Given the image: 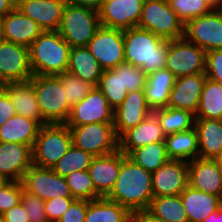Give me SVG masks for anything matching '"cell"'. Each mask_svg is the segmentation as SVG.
Listing matches in <instances>:
<instances>
[{
    "instance_id": "obj_15",
    "label": "cell",
    "mask_w": 222,
    "mask_h": 222,
    "mask_svg": "<svg viewBox=\"0 0 222 222\" xmlns=\"http://www.w3.org/2000/svg\"><path fill=\"white\" fill-rule=\"evenodd\" d=\"M145 0H105L99 12L100 24L128 30L137 27Z\"/></svg>"
},
{
    "instance_id": "obj_10",
    "label": "cell",
    "mask_w": 222,
    "mask_h": 222,
    "mask_svg": "<svg viewBox=\"0 0 222 222\" xmlns=\"http://www.w3.org/2000/svg\"><path fill=\"white\" fill-rule=\"evenodd\" d=\"M183 37L205 52L222 49V8L188 20Z\"/></svg>"
},
{
    "instance_id": "obj_40",
    "label": "cell",
    "mask_w": 222,
    "mask_h": 222,
    "mask_svg": "<svg viewBox=\"0 0 222 222\" xmlns=\"http://www.w3.org/2000/svg\"><path fill=\"white\" fill-rule=\"evenodd\" d=\"M167 2L184 24L188 20L207 14L215 8L209 0H167Z\"/></svg>"
},
{
    "instance_id": "obj_51",
    "label": "cell",
    "mask_w": 222,
    "mask_h": 222,
    "mask_svg": "<svg viewBox=\"0 0 222 222\" xmlns=\"http://www.w3.org/2000/svg\"><path fill=\"white\" fill-rule=\"evenodd\" d=\"M132 222H165V221L155 218L146 210H143L132 213Z\"/></svg>"
},
{
    "instance_id": "obj_8",
    "label": "cell",
    "mask_w": 222,
    "mask_h": 222,
    "mask_svg": "<svg viewBox=\"0 0 222 222\" xmlns=\"http://www.w3.org/2000/svg\"><path fill=\"white\" fill-rule=\"evenodd\" d=\"M68 127L72 135V144L94 157L119 150V138L113 123H92Z\"/></svg>"
},
{
    "instance_id": "obj_46",
    "label": "cell",
    "mask_w": 222,
    "mask_h": 222,
    "mask_svg": "<svg viewBox=\"0 0 222 222\" xmlns=\"http://www.w3.org/2000/svg\"><path fill=\"white\" fill-rule=\"evenodd\" d=\"M205 75L222 85V49L206 52Z\"/></svg>"
},
{
    "instance_id": "obj_44",
    "label": "cell",
    "mask_w": 222,
    "mask_h": 222,
    "mask_svg": "<svg viewBox=\"0 0 222 222\" xmlns=\"http://www.w3.org/2000/svg\"><path fill=\"white\" fill-rule=\"evenodd\" d=\"M21 202L25 207L29 222H48L44 210V200L23 189Z\"/></svg>"
},
{
    "instance_id": "obj_12",
    "label": "cell",
    "mask_w": 222,
    "mask_h": 222,
    "mask_svg": "<svg viewBox=\"0 0 222 222\" xmlns=\"http://www.w3.org/2000/svg\"><path fill=\"white\" fill-rule=\"evenodd\" d=\"M24 190L42 200L55 197H72L65 177L55 173L51 168L32 165L22 178Z\"/></svg>"
},
{
    "instance_id": "obj_52",
    "label": "cell",
    "mask_w": 222,
    "mask_h": 222,
    "mask_svg": "<svg viewBox=\"0 0 222 222\" xmlns=\"http://www.w3.org/2000/svg\"><path fill=\"white\" fill-rule=\"evenodd\" d=\"M16 7L12 0H0V19Z\"/></svg>"
},
{
    "instance_id": "obj_41",
    "label": "cell",
    "mask_w": 222,
    "mask_h": 222,
    "mask_svg": "<svg viewBox=\"0 0 222 222\" xmlns=\"http://www.w3.org/2000/svg\"><path fill=\"white\" fill-rule=\"evenodd\" d=\"M57 76L60 78L66 93V99L71 107L83 100L95 88L93 84L84 81L69 72H64Z\"/></svg>"
},
{
    "instance_id": "obj_55",
    "label": "cell",
    "mask_w": 222,
    "mask_h": 222,
    "mask_svg": "<svg viewBox=\"0 0 222 222\" xmlns=\"http://www.w3.org/2000/svg\"><path fill=\"white\" fill-rule=\"evenodd\" d=\"M215 8H222V0H209Z\"/></svg>"
},
{
    "instance_id": "obj_57",
    "label": "cell",
    "mask_w": 222,
    "mask_h": 222,
    "mask_svg": "<svg viewBox=\"0 0 222 222\" xmlns=\"http://www.w3.org/2000/svg\"><path fill=\"white\" fill-rule=\"evenodd\" d=\"M2 40V33H1V25H0V41Z\"/></svg>"
},
{
    "instance_id": "obj_48",
    "label": "cell",
    "mask_w": 222,
    "mask_h": 222,
    "mask_svg": "<svg viewBox=\"0 0 222 222\" xmlns=\"http://www.w3.org/2000/svg\"><path fill=\"white\" fill-rule=\"evenodd\" d=\"M16 114L9 95L0 87V127Z\"/></svg>"
},
{
    "instance_id": "obj_20",
    "label": "cell",
    "mask_w": 222,
    "mask_h": 222,
    "mask_svg": "<svg viewBox=\"0 0 222 222\" xmlns=\"http://www.w3.org/2000/svg\"><path fill=\"white\" fill-rule=\"evenodd\" d=\"M33 165L32 147L22 143L0 142V173L10 181H22Z\"/></svg>"
},
{
    "instance_id": "obj_2",
    "label": "cell",
    "mask_w": 222,
    "mask_h": 222,
    "mask_svg": "<svg viewBox=\"0 0 222 222\" xmlns=\"http://www.w3.org/2000/svg\"><path fill=\"white\" fill-rule=\"evenodd\" d=\"M123 38L125 62L147 75L166 67L168 40L139 27L124 30Z\"/></svg>"
},
{
    "instance_id": "obj_23",
    "label": "cell",
    "mask_w": 222,
    "mask_h": 222,
    "mask_svg": "<svg viewBox=\"0 0 222 222\" xmlns=\"http://www.w3.org/2000/svg\"><path fill=\"white\" fill-rule=\"evenodd\" d=\"M122 163V152L93 157L87 170L96 191L106 197L116 182Z\"/></svg>"
},
{
    "instance_id": "obj_3",
    "label": "cell",
    "mask_w": 222,
    "mask_h": 222,
    "mask_svg": "<svg viewBox=\"0 0 222 222\" xmlns=\"http://www.w3.org/2000/svg\"><path fill=\"white\" fill-rule=\"evenodd\" d=\"M70 49L58 31H43L29 47L33 75L57 76L67 72Z\"/></svg>"
},
{
    "instance_id": "obj_38",
    "label": "cell",
    "mask_w": 222,
    "mask_h": 222,
    "mask_svg": "<svg viewBox=\"0 0 222 222\" xmlns=\"http://www.w3.org/2000/svg\"><path fill=\"white\" fill-rule=\"evenodd\" d=\"M93 157L90 153L72 144L65 155L51 169L58 175L65 177L73 171L88 170Z\"/></svg>"
},
{
    "instance_id": "obj_45",
    "label": "cell",
    "mask_w": 222,
    "mask_h": 222,
    "mask_svg": "<svg viewBox=\"0 0 222 222\" xmlns=\"http://www.w3.org/2000/svg\"><path fill=\"white\" fill-rule=\"evenodd\" d=\"M74 200L73 197H55L45 200L44 210L48 222H57Z\"/></svg>"
},
{
    "instance_id": "obj_1",
    "label": "cell",
    "mask_w": 222,
    "mask_h": 222,
    "mask_svg": "<svg viewBox=\"0 0 222 222\" xmlns=\"http://www.w3.org/2000/svg\"><path fill=\"white\" fill-rule=\"evenodd\" d=\"M152 173L137 165L122 152L121 168L107 199L125 207L131 214L147 210L152 200Z\"/></svg>"
},
{
    "instance_id": "obj_43",
    "label": "cell",
    "mask_w": 222,
    "mask_h": 222,
    "mask_svg": "<svg viewBox=\"0 0 222 222\" xmlns=\"http://www.w3.org/2000/svg\"><path fill=\"white\" fill-rule=\"evenodd\" d=\"M23 189L21 181H9L4 187L0 188V214L21 202Z\"/></svg>"
},
{
    "instance_id": "obj_58",
    "label": "cell",
    "mask_w": 222,
    "mask_h": 222,
    "mask_svg": "<svg viewBox=\"0 0 222 222\" xmlns=\"http://www.w3.org/2000/svg\"><path fill=\"white\" fill-rule=\"evenodd\" d=\"M0 222H3V218L2 215L0 214Z\"/></svg>"
},
{
    "instance_id": "obj_36",
    "label": "cell",
    "mask_w": 222,
    "mask_h": 222,
    "mask_svg": "<svg viewBox=\"0 0 222 222\" xmlns=\"http://www.w3.org/2000/svg\"><path fill=\"white\" fill-rule=\"evenodd\" d=\"M164 134H174L194 127L195 115L183 109L166 107L154 110Z\"/></svg>"
},
{
    "instance_id": "obj_29",
    "label": "cell",
    "mask_w": 222,
    "mask_h": 222,
    "mask_svg": "<svg viewBox=\"0 0 222 222\" xmlns=\"http://www.w3.org/2000/svg\"><path fill=\"white\" fill-rule=\"evenodd\" d=\"M103 71L87 46L70 49L67 72L97 87Z\"/></svg>"
},
{
    "instance_id": "obj_54",
    "label": "cell",
    "mask_w": 222,
    "mask_h": 222,
    "mask_svg": "<svg viewBox=\"0 0 222 222\" xmlns=\"http://www.w3.org/2000/svg\"><path fill=\"white\" fill-rule=\"evenodd\" d=\"M10 180L0 173V188L4 187Z\"/></svg>"
},
{
    "instance_id": "obj_50",
    "label": "cell",
    "mask_w": 222,
    "mask_h": 222,
    "mask_svg": "<svg viewBox=\"0 0 222 222\" xmlns=\"http://www.w3.org/2000/svg\"><path fill=\"white\" fill-rule=\"evenodd\" d=\"M105 0H65L67 5L87 7L99 11Z\"/></svg>"
},
{
    "instance_id": "obj_56",
    "label": "cell",
    "mask_w": 222,
    "mask_h": 222,
    "mask_svg": "<svg viewBox=\"0 0 222 222\" xmlns=\"http://www.w3.org/2000/svg\"><path fill=\"white\" fill-rule=\"evenodd\" d=\"M214 160L217 162L218 166L222 169V150L220 154L214 158Z\"/></svg>"
},
{
    "instance_id": "obj_49",
    "label": "cell",
    "mask_w": 222,
    "mask_h": 222,
    "mask_svg": "<svg viewBox=\"0 0 222 222\" xmlns=\"http://www.w3.org/2000/svg\"><path fill=\"white\" fill-rule=\"evenodd\" d=\"M3 222H29L24 205L20 202L1 214Z\"/></svg>"
},
{
    "instance_id": "obj_19",
    "label": "cell",
    "mask_w": 222,
    "mask_h": 222,
    "mask_svg": "<svg viewBox=\"0 0 222 222\" xmlns=\"http://www.w3.org/2000/svg\"><path fill=\"white\" fill-rule=\"evenodd\" d=\"M2 40L30 47L43 32L39 25L17 7L0 19Z\"/></svg>"
},
{
    "instance_id": "obj_35",
    "label": "cell",
    "mask_w": 222,
    "mask_h": 222,
    "mask_svg": "<svg viewBox=\"0 0 222 222\" xmlns=\"http://www.w3.org/2000/svg\"><path fill=\"white\" fill-rule=\"evenodd\" d=\"M127 156L137 165L151 173L170 160L167 155L165 142L150 143L144 147L133 149Z\"/></svg>"
},
{
    "instance_id": "obj_47",
    "label": "cell",
    "mask_w": 222,
    "mask_h": 222,
    "mask_svg": "<svg viewBox=\"0 0 222 222\" xmlns=\"http://www.w3.org/2000/svg\"><path fill=\"white\" fill-rule=\"evenodd\" d=\"M88 200L75 199L57 222H84Z\"/></svg>"
},
{
    "instance_id": "obj_22",
    "label": "cell",
    "mask_w": 222,
    "mask_h": 222,
    "mask_svg": "<svg viewBox=\"0 0 222 222\" xmlns=\"http://www.w3.org/2000/svg\"><path fill=\"white\" fill-rule=\"evenodd\" d=\"M205 80V73L176 78L169 95L168 107L187 110L196 115Z\"/></svg>"
},
{
    "instance_id": "obj_6",
    "label": "cell",
    "mask_w": 222,
    "mask_h": 222,
    "mask_svg": "<svg viewBox=\"0 0 222 222\" xmlns=\"http://www.w3.org/2000/svg\"><path fill=\"white\" fill-rule=\"evenodd\" d=\"M100 24L97 10L65 5L58 33L72 47L87 46Z\"/></svg>"
},
{
    "instance_id": "obj_5",
    "label": "cell",
    "mask_w": 222,
    "mask_h": 222,
    "mask_svg": "<svg viewBox=\"0 0 222 222\" xmlns=\"http://www.w3.org/2000/svg\"><path fill=\"white\" fill-rule=\"evenodd\" d=\"M71 145L72 135L66 124L42 125L32 148L33 165L52 168Z\"/></svg>"
},
{
    "instance_id": "obj_24",
    "label": "cell",
    "mask_w": 222,
    "mask_h": 222,
    "mask_svg": "<svg viewBox=\"0 0 222 222\" xmlns=\"http://www.w3.org/2000/svg\"><path fill=\"white\" fill-rule=\"evenodd\" d=\"M165 137L157 116L152 112L145 120L119 138V150L128 155L133 149L150 143L164 142Z\"/></svg>"
},
{
    "instance_id": "obj_31",
    "label": "cell",
    "mask_w": 222,
    "mask_h": 222,
    "mask_svg": "<svg viewBox=\"0 0 222 222\" xmlns=\"http://www.w3.org/2000/svg\"><path fill=\"white\" fill-rule=\"evenodd\" d=\"M164 142L170 160L190 162L198 158V134L195 127L186 131L169 134L165 137Z\"/></svg>"
},
{
    "instance_id": "obj_25",
    "label": "cell",
    "mask_w": 222,
    "mask_h": 222,
    "mask_svg": "<svg viewBox=\"0 0 222 222\" xmlns=\"http://www.w3.org/2000/svg\"><path fill=\"white\" fill-rule=\"evenodd\" d=\"M0 87L9 95L18 115L34 119L41 125L48 124L42 118L36 93L30 81L8 82Z\"/></svg>"
},
{
    "instance_id": "obj_42",
    "label": "cell",
    "mask_w": 222,
    "mask_h": 222,
    "mask_svg": "<svg viewBox=\"0 0 222 222\" xmlns=\"http://www.w3.org/2000/svg\"><path fill=\"white\" fill-rule=\"evenodd\" d=\"M120 82L123 89L130 91H144L147 74L139 67L123 62L119 65Z\"/></svg>"
},
{
    "instance_id": "obj_14",
    "label": "cell",
    "mask_w": 222,
    "mask_h": 222,
    "mask_svg": "<svg viewBox=\"0 0 222 222\" xmlns=\"http://www.w3.org/2000/svg\"><path fill=\"white\" fill-rule=\"evenodd\" d=\"M114 123V110L103 93L95 87L83 100L71 107L67 126Z\"/></svg>"
},
{
    "instance_id": "obj_34",
    "label": "cell",
    "mask_w": 222,
    "mask_h": 222,
    "mask_svg": "<svg viewBox=\"0 0 222 222\" xmlns=\"http://www.w3.org/2000/svg\"><path fill=\"white\" fill-rule=\"evenodd\" d=\"M146 211L165 222H188L180 195L153 197Z\"/></svg>"
},
{
    "instance_id": "obj_11",
    "label": "cell",
    "mask_w": 222,
    "mask_h": 222,
    "mask_svg": "<svg viewBox=\"0 0 222 222\" xmlns=\"http://www.w3.org/2000/svg\"><path fill=\"white\" fill-rule=\"evenodd\" d=\"M103 70L125 62L123 30L100 26L87 45Z\"/></svg>"
},
{
    "instance_id": "obj_13",
    "label": "cell",
    "mask_w": 222,
    "mask_h": 222,
    "mask_svg": "<svg viewBox=\"0 0 222 222\" xmlns=\"http://www.w3.org/2000/svg\"><path fill=\"white\" fill-rule=\"evenodd\" d=\"M33 76L29 48L13 42L0 41V85L25 82Z\"/></svg>"
},
{
    "instance_id": "obj_21",
    "label": "cell",
    "mask_w": 222,
    "mask_h": 222,
    "mask_svg": "<svg viewBox=\"0 0 222 222\" xmlns=\"http://www.w3.org/2000/svg\"><path fill=\"white\" fill-rule=\"evenodd\" d=\"M188 185L222 198V169L214 159L191 160L188 162Z\"/></svg>"
},
{
    "instance_id": "obj_9",
    "label": "cell",
    "mask_w": 222,
    "mask_h": 222,
    "mask_svg": "<svg viewBox=\"0 0 222 222\" xmlns=\"http://www.w3.org/2000/svg\"><path fill=\"white\" fill-rule=\"evenodd\" d=\"M206 52L184 37L168 40L166 68L176 77L205 73Z\"/></svg>"
},
{
    "instance_id": "obj_33",
    "label": "cell",
    "mask_w": 222,
    "mask_h": 222,
    "mask_svg": "<svg viewBox=\"0 0 222 222\" xmlns=\"http://www.w3.org/2000/svg\"><path fill=\"white\" fill-rule=\"evenodd\" d=\"M195 118L222 120V85L206 77Z\"/></svg>"
},
{
    "instance_id": "obj_30",
    "label": "cell",
    "mask_w": 222,
    "mask_h": 222,
    "mask_svg": "<svg viewBox=\"0 0 222 222\" xmlns=\"http://www.w3.org/2000/svg\"><path fill=\"white\" fill-rule=\"evenodd\" d=\"M41 124L16 114L0 127V142H14L29 145L33 148Z\"/></svg>"
},
{
    "instance_id": "obj_26",
    "label": "cell",
    "mask_w": 222,
    "mask_h": 222,
    "mask_svg": "<svg viewBox=\"0 0 222 222\" xmlns=\"http://www.w3.org/2000/svg\"><path fill=\"white\" fill-rule=\"evenodd\" d=\"M188 222H202L222 206V198L196 190L189 185L180 194Z\"/></svg>"
},
{
    "instance_id": "obj_17",
    "label": "cell",
    "mask_w": 222,
    "mask_h": 222,
    "mask_svg": "<svg viewBox=\"0 0 222 222\" xmlns=\"http://www.w3.org/2000/svg\"><path fill=\"white\" fill-rule=\"evenodd\" d=\"M153 111L146 102L145 91H130L123 102L114 110V128L118 138L137 126Z\"/></svg>"
},
{
    "instance_id": "obj_16",
    "label": "cell",
    "mask_w": 222,
    "mask_h": 222,
    "mask_svg": "<svg viewBox=\"0 0 222 222\" xmlns=\"http://www.w3.org/2000/svg\"><path fill=\"white\" fill-rule=\"evenodd\" d=\"M154 197L180 195L188 186V162L169 160L152 173Z\"/></svg>"
},
{
    "instance_id": "obj_37",
    "label": "cell",
    "mask_w": 222,
    "mask_h": 222,
    "mask_svg": "<svg viewBox=\"0 0 222 222\" xmlns=\"http://www.w3.org/2000/svg\"><path fill=\"white\" fill-rule=\"evenodd\" d=\"M97 88L106 97L108 104L115 110L125 99L127 91L120 82L119 65L110 70H104Z\"/></svg>"
},
{
    "instance_id": "obj_53",
    "label": "cell",
    "mask_w": 222,
    "mask_h": 222,
    "mask_svg": "<svg viewBox=\"0 0 222 222\" xmlns=\"http://www.w3.org/2000/svg\"><path fill=\"white\" fill-rule=\"evenodd\" d=\"M202 222H222V206L217 211L212 212Z\"/></svg>"
},
{
    "instance_id": "obj_4",
    "label": "cell",
    "mask_w": 222,
    "mask_h": 222,
    "mask_svg": "<svg viewBox=\"0 0 222 222\" xmlns=\"http://www.w3.org/2000/svg\"><path fill=\"white\" fill-rule=\"evenodd\" d=\"M36 93L42 118L48 124H65L71 106L58 76L33 75L29 80Z\"/></svg>"
},
{
    "instance_id": "obj_28",
    "label": "cell",
    "mask_w": 222,
    "mask_h": 222,
    "mask_svg": "<svg viewBox=\"0 0 222 222\" xmlns=\"http://www.w3.org/2000/svg\"><path fill=\"white\" fill-rule=\"evenodd\" d=\"M198 134V158L214 159L222 150V120L195 118Z\"/></svg>"
},
{
    "instance_id": "obj_7",
    "label": "cell",
    "mask_w": 222,
    "mask_h": 222,
    "mask_svg": "<svg viewBox=\"0 0 222 222\" xmlns=\"http://www.w3.org/2000/svg\"><path fill=\"white\" fill-rule=\"evenodd\" d=\"M184 25L167 0H145L137 27L163 39L174 40L183 38Z\"/></svg>"
},
{
    "instance_id": "obj_18",
    "label": "cell",
    "mask_w": 222,
    "mask_h": 222,
    "mask_svg": "<svg viewBox=\"0 0 222 222\" xmlns=\"http://www.w3.org/2000/svg\"><path fill=\"white\" fill-rule=\"evenodd\" d=\"M65 0H18L16 7L43 31H58Z\"/></svg>"
},
{
    "instance_id": "obj_32",
    "label": "cell",
    "mask_w": 222,
    "mask_h": 222,
    "mask_svg": "<svg viewBox=\"0 0 222 222\" xmlns=\"http://www.w3.org/2000/svg\"><path fill=\"white\" fill-rule=\"evenodd\" d=\"M84 222H132V214L106 197L88 201Z\"/></svg>"
},
{
    "instance_id": "obj_27",
    "label": "cell",
    "mask_w": 222,
    "mask_h": 222,
    "mask_svg": "<svg viewBox=\"0 0 222 222\" xmlns=\"http://www.w3.org/2000/svg\"><path fill=\"white\" fill-rule=\"evenodd\" d=\"M175 81L176 77L166 67L147 75L144 91L147 105L152 111L168 107Z\"/></svg>"
},
{
    "instance_id": "obj_39",
    "label": "cell",
    "mask_w": 222,
    "mask_h": 222,
    "mask_svg": "<svg viewBox=\"0 0 222 222\" xmlns=\"http://www.w3.org/2000/svg\"><path fill=\"white\" fill-rule=\"evenodd\" d=\"M70 193L77 200H95L102 196L96 191L87 170L73 171L65 176Z\"/></svg>"
}]
</instances>
